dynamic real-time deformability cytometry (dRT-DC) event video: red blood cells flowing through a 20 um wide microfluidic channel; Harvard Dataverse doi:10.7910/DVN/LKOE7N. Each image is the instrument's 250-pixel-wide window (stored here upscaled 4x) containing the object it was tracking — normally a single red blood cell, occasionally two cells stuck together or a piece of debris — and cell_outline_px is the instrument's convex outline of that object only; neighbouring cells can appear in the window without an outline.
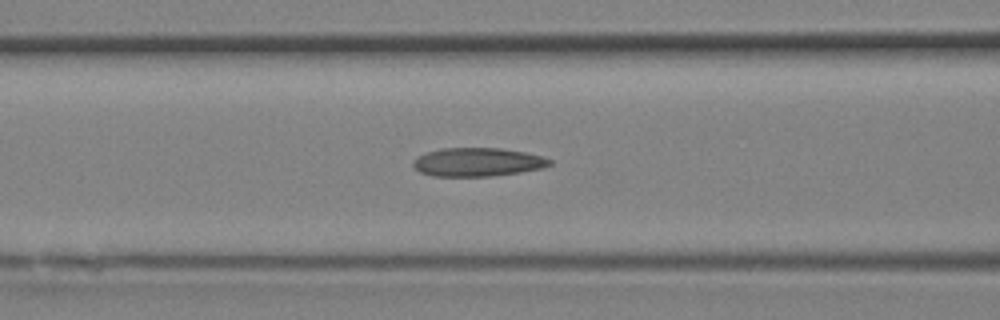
{"species": "Egyptian fruit bat (a non-hibernating species)", "species_latin": "Rousettus aegyptiacus", "temperature_condition": "room temperature", "stored_images_in_passage": 16, "camera_frame_rate_fps": 3000, "um_per_image_px": 0.085, "animal": {"sex": "female"}, "frame": {"image": 1, "passage_image": 12, "time_ms": 3.667, "image_size_px": [1000, 320], "cell_outline_px": [[552, 164], [544, 168], [520, 172], [488, 176], [432, 176], [420, 172], [412, 168], [412, 160], [428, 152], [440, 148], [500, 148], [524, 152], [544, 156], [552, 160]], "centroid_in_image_um": [40.6, 13.78], "position_along_channel_um": 126.0, "area_um2": 22.83}}
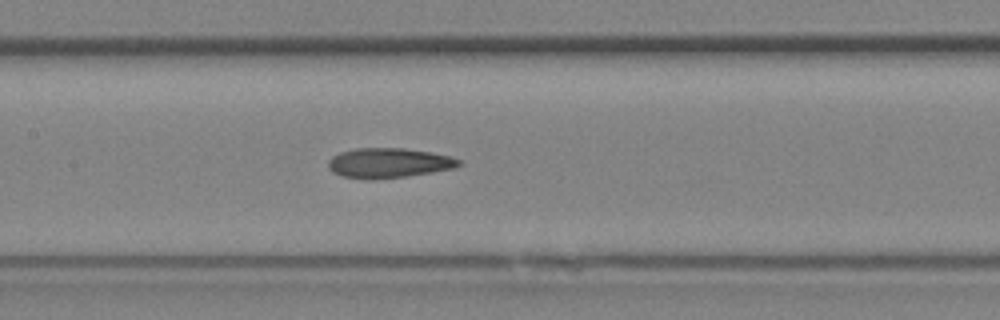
{"frame": {"image": 2, "passage_image": 14, "time_ms": 4.333, "image_size_px": [1000, 320], "cell_outline_px": [[464, 164], [456, 168], [432, 172], [404, 176], [368, 180], [344, 176], [332, 172], [328, 168], [328, 160], [332, 156], [340, 152], [356, 148], [404, 148], [432, 152], [452, 156], [460, 160]], "centroid_in_image_um": [33.07, 13.84], "position_along_channel_um": 174.3, "area_um2": 22.89}}